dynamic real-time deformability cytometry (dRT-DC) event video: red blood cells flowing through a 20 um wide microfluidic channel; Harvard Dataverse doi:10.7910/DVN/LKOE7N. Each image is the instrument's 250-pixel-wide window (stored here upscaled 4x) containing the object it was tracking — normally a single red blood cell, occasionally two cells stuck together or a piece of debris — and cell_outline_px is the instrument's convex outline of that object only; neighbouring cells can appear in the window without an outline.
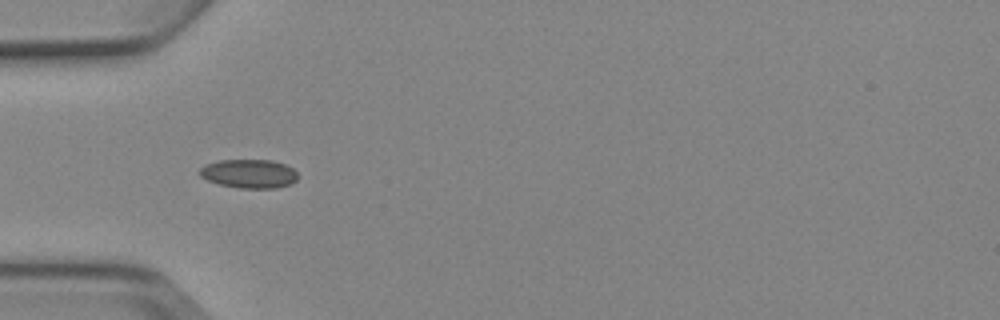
{"species": "Egyptian fruit bat (a non-hibernating species)", "species_latin": "Rousettus aegyptiacus", "temperature_condition": "cold", "stored_images_in_passage": 4, "camera_frame_rate_fps": 3000, "um_per_image_px": 0.085, "animal": {"sex": "female"}, "frame": {"image": 1, "passage_image": 2, "time_ms": 1.333, "image_size_px": [1000, 320], "cell_outline_px": [[296, 180], [292, 184], [276, 188], [240, 188], [220, 184], [208, 180], [200, 176], [200, 168], [204, 164], [220, 160], [272, 160], [284, 164], [292, 168], [296, 172]], "centroid_in_image_um": [21.17, 14.76], "position_along_channel_um": 63.8, "area_um2": 16.42}}
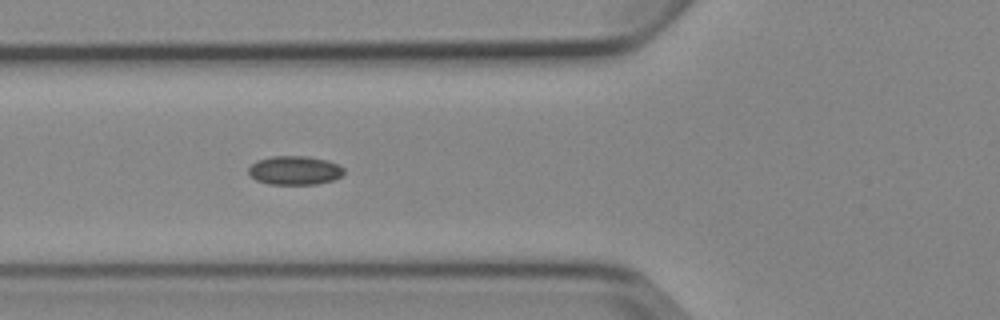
{"frame": {"image": 2, "passage_image": 3, "time_ms": 2.333, "image_size_px": [1000, 320], "cell_outline_px": [[344, 172], [340, 176], [332, 180], [316, 184], [268, 184], [256, 180], [248, 172], [248, 168], [256, 160], [272, 156], [308, 156], [328, 160], [340, 164], [344, 168]], "centroid_in_image_um": [25.06, 14.47], "position_along_channel_um": 100.7, "area_um2": 16.13}}
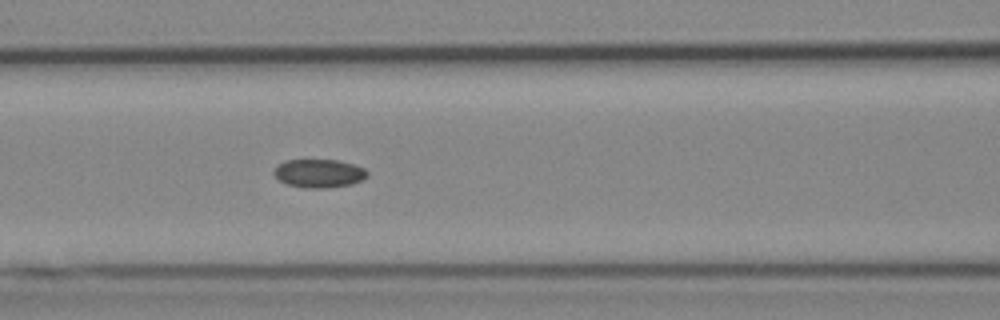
{"frame": {"image": 3, "passage_image": 4, "time_ms": 3.333, "image_size_px": [1000, 320], "cell_outline_px": [[368, 176], [364, 180], [352, 184], [324, 188], [304, 188], [288, 184], [280, 180], [272, 172], [276, 164], [284, 160], [336, 160], [352, 164], [364, 168], [368, 172]], "centroid_in_image_um": [27.11, 14.73], "position_along_channel_um": 139.5, "area_um2": 15.55}}